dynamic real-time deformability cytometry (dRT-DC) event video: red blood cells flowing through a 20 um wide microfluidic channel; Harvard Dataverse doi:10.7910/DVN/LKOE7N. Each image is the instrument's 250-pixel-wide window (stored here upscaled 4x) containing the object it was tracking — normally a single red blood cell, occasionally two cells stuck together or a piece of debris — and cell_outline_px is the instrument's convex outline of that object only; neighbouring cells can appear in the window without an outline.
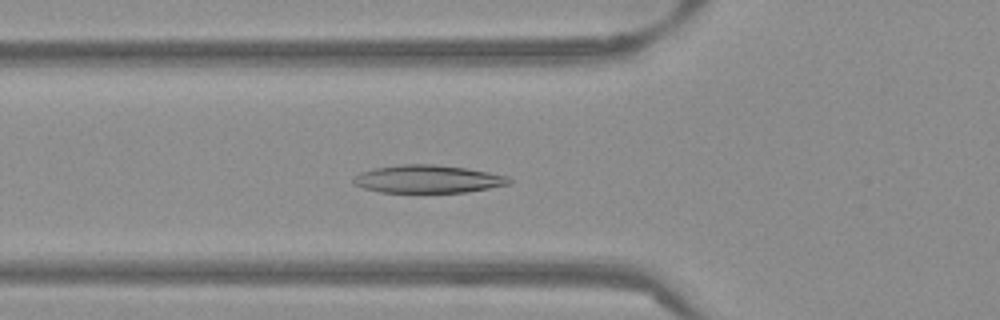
{"species": "Egyptian fruit bat (a non-hibernating species)", "species_latin": "Rousettus aegyptiacus", "temperature_condition": "warm", "stored_images_in_passage": 53, "camera_frame_rate_fps": 3000, "um_per_image_px": 0.085, "frame": {"image": 1, "passage_image": 19, "time_ms": 6.0, "image_size_px": [1000, 320], "cell_outline_px": [[512, 180], [508, 184], [488, 188], [464, 192], [380, 192], [364, 188], [352, 184], [352, 180], [360, 172], [372, 168], [400, 164], [436, 164], [468, 168], [508, 176]], "centroid_in_image_um": [36.33, 15.2], "position_along_channel_um": 89.5, "area_um2": 25.32}}
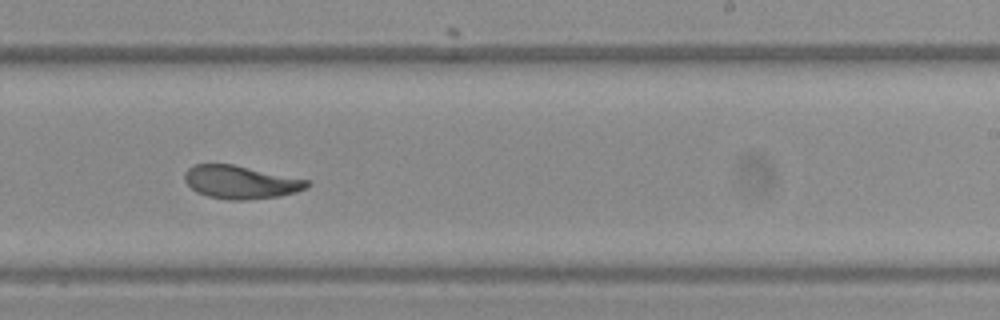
{"frame": {"image": 2, "passage_image": 33, "time_ms": 10.667, "image_size_px": [1000, 320], "cell_outline_px": [[312, 184], [308, 188], [296, 192], [280, 196], [244, 200], [228, 200], [208, 196], [196, 192], [184, 180], [184, 172], [188, 168], [196, 164], [232, 164], [308, 180]], "centroid_in_image_um": [20.46, 15.49], "position_along_channel_um": 268.5, "area_um2": 23.58}}
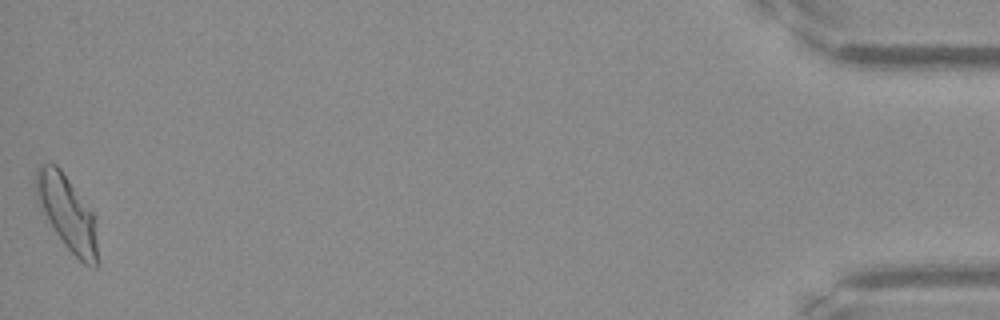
{"frame": {"image": 3, "passage_image": 53, "time_ms": 17.333, "image_size_px": [1000, 320], "cell_outline_px": [[96, 268], [92, 268], [84, 264], [64, 244], [40, 208], [36, 200], [36, 168], [40, 164], [56, 164], [60, 168], [92, 212], [96, 240]], "centroid_in_image_um": [5.67, 18.07], "position_along_channel_um": 429.5, "area_um2": 25.89}, "authors_computed_cell_mechanics": {"area_um2": 25.143, "velocity_mm_per_s": 3.8268, "shape_relaxation_time_tau1_ms": 7.0715, "shape_relaxation_time_tau2_ms": 1.5642, "deformation_change_tau1": 0.2113, "deformation_change_tau2": 0.0588}}